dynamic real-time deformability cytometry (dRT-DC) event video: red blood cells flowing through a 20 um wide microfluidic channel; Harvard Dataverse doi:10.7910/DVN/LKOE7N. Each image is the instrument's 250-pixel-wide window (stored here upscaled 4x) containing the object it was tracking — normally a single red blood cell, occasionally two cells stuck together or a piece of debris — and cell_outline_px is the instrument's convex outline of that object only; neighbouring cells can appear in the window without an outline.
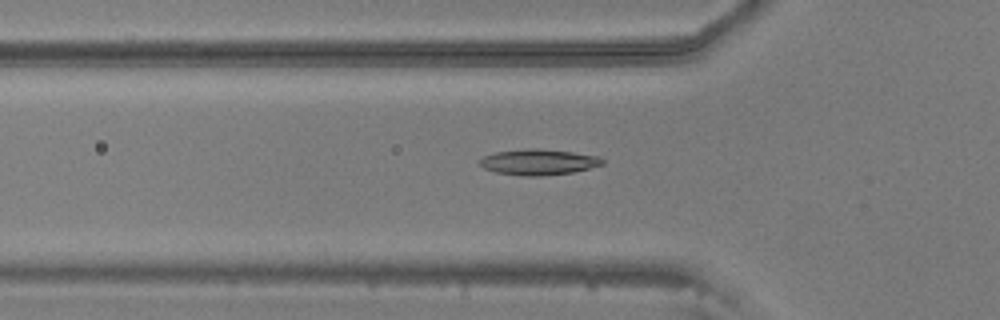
{"species": "common noctule bat (a hibernating species)", "species_latin": "Nyctalus noctula", "temperature_condition": "warm", "stored_images_in_passage": 56, "camera_frame_rate_fps": 3000, "um_per_image_px": 0.085, "animal": {"sex": "male", "body_mass_g": 20.5, "forearm_length_mm": 52.5}, "frame": {"image": 1, "passage_image": 19, "time_ms": 6.0, "image_size_px": [1000, 320], "cell_outline_px": [[600, 164], [568, 172], [500, 172], [488, 168], [488, 156], [500, 152], [568, 152], [588, 156], [600, 160]], "centroid_in_image_um": [45.87, 13.77], "position_along_channel_um": 79.9, "area_um2": 14.1}}
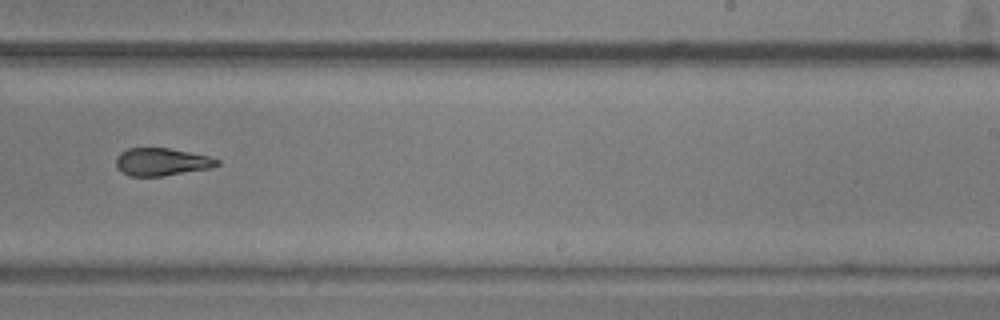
{"frame": {"image": 2, "passage_image": 35, "time_ms": 11.333, "image_size_px": [1000, 320], "cell_outline_px": [[216, 164], [204, 168], [156, 176], [136, 176], [124, 172], [116, 164], [116, 160], [124, 152], [132, 148], [164, 148], [204, 156], [216, 160]], "centroid_in_image_um": [13.64, 13.75], "position_along_channel_um": 275.4, "area_um2": 14.74}}
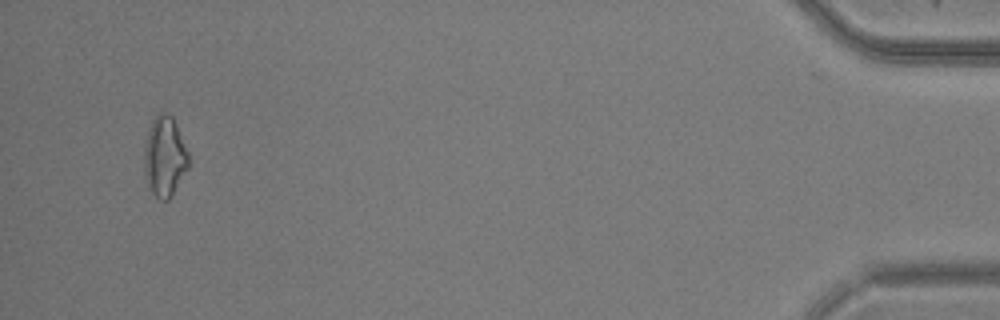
{"frame": {"image": 3, "passage_image": 54, "time_ms": 17.667, "image_size_px": [1000, 320], "cell_outline_px": [[188, 164], [168, 196], [156, 192], [152, 184], [152, 136], [156, 124], [160, 120], [172, 120], [188, 156]], "centroid_in_image_um": [14.21, 13.36], "position_along_channel_um": 421.0, "area_um2": 14.62}}